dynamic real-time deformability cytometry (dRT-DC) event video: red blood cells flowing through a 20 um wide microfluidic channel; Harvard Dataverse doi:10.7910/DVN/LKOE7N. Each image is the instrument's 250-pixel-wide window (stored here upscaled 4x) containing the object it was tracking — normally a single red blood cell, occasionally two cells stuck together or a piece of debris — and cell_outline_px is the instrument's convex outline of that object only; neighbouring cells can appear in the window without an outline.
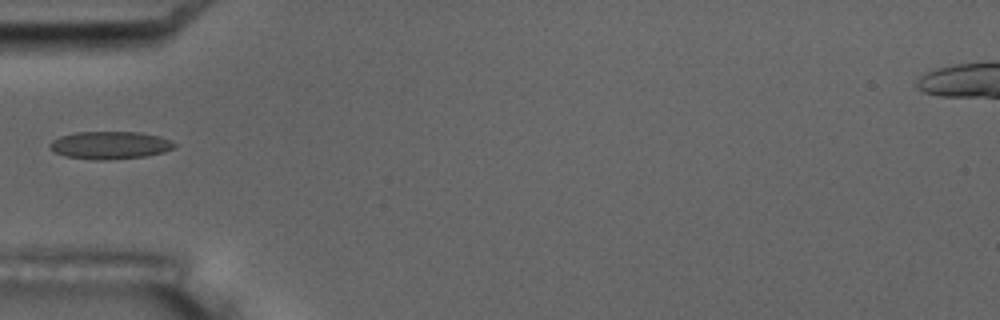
{"species": "common noctule bat (a hibernating species)", "species_latin": "Nyctalus noctula", "temperature_condition": "room temperature", "stored_images_in_passage": 7, "camera_frame_rate_fps": 3000, "um_per_image_px": 0.085, "animal": {"sex": "male", "body_mass_g": 17.5, "forearm_length_mm": 52.3}, "frame": {"image": 1, "passage_image": 1, "time_ms": 0.0, "image_size_px": [1000, 320], "cell_outline_px": [[176, 148], [164, 152], [144, 156], [100, 160], [92, 160], [68, 156], [56, 152], [48, 148], [48, 144], [52, 140], [60, 136], [76, 132], [140, 132], [160, 136], [176, 144]], "centroid_in_image_um": [9.34, 12.33], "position_along_channel_um": 75.7, "area_um2": 20.0}}
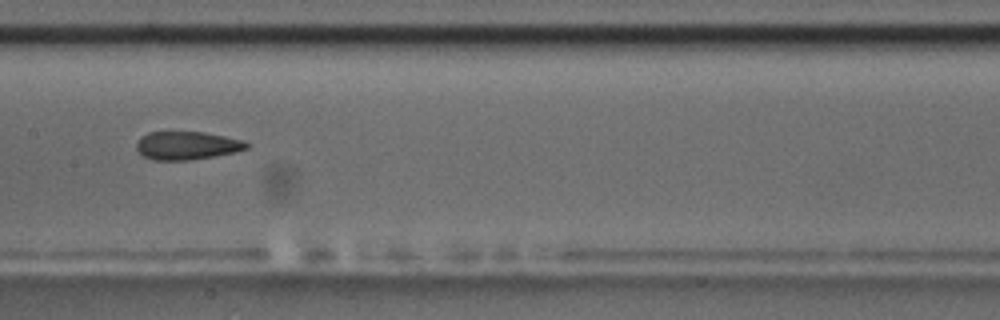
{"frame": {"image": 2, "passage_image": 4, "time_ms": 3.333, "image_size_px": [1000, 320], "cell_outline_px": [[252, 144], [248, 148], [236, 152], [188, 160], [152, 160], [144, 156], [136, 148], [136, 144], [140, 136], [148, 132], [204, 132], [244, 140]], "centroid_in_image_um": [15.91, 12.36], "position_along_channel_um": 191.5, "area_um2": 18.15}}